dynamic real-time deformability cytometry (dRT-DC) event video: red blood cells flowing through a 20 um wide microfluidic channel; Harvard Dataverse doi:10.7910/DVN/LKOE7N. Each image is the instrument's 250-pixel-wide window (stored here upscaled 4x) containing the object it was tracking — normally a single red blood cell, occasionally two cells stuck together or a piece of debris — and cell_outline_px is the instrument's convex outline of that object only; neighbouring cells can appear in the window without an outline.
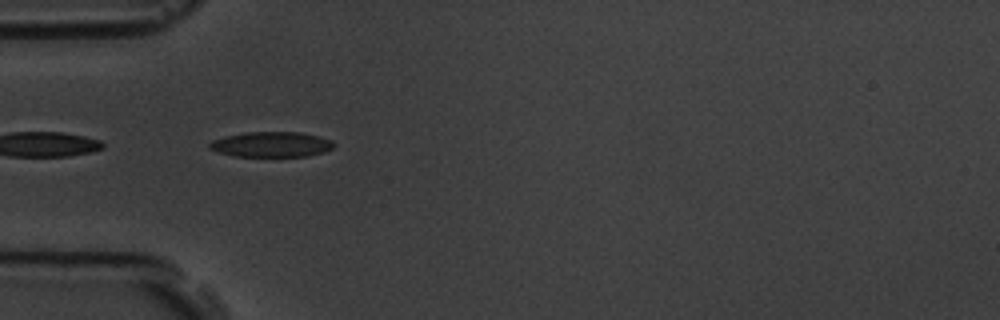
{"species": "common noctule bat (a hibernating species)", "species_latin": "Nyctalus noctula", "temperature_condition": "room temperature", "stored_images_in_passage": 8, "camera_frame_rate_fps": 3000, "um_per_image_px": 0.085, "animal": {"sex": "male", "body_mass_g": 19.5, "forearm_length_mm": 54.6}, "frame": {"image": 1, "passage_image": 7, "time_ms": 7.667, "image_size_px": [1000, 320], "cell_outline_px": [[336, 144], [332, 148], [324, 152], [308, 156], [232, 156], [216, 152], [208, 148], [208, 144], [212, 140], [224, 136], [244, 132], [300, 132], [320, 136], [332, 140]], "centroid_in_image_um": [23.05, 12.27], "position_along_channel_um": 62.0, "area_um2": 18.55}}